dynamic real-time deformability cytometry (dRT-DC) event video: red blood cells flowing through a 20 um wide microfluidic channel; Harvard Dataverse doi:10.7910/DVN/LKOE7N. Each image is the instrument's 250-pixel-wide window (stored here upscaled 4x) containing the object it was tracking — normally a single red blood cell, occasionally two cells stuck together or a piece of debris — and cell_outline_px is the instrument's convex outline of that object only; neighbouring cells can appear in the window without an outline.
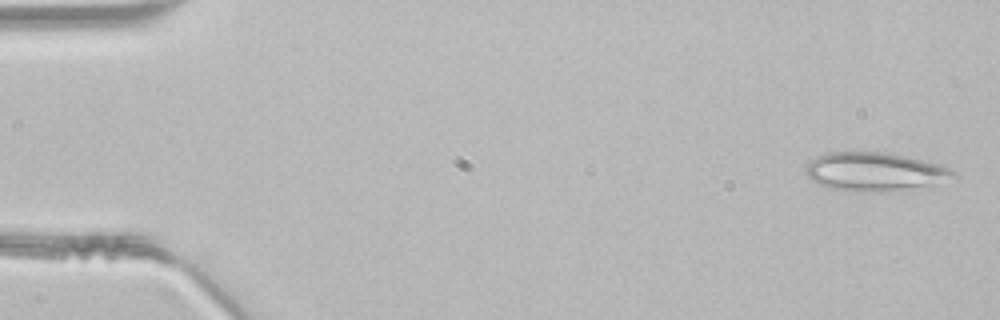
{"species": "common noctule bat (a hibernating species)", "species_latin": "Nyctalus noctula", "temperature_condition": "room temperature", "stored_images_in_passage": 5, "camera_frame_rate_fps": 3000, "um_per_image_px": 0.085, "animal": {"sex": "male", "body_mass_g": 21.5, "forearm_length_mm": 52.0}, "frame": {"image": 1, "passage_image": 2, "time_ms": 0.333, "image_size_px": [1000, 320], "cell_outline_px": [[960, 176], [932, 184], [900, 188], [832, 188], [820, 184], [812, 180], [804, 172], [804, 168], [816, 156], [828, 152], [880, 152], [904, 156], [936, 164], [948, 168], [956, 172]], "centroid_in_image_um": [74.31, 14.52], "position_along_channel_um": 10.7, "area_um2": 31.15}}